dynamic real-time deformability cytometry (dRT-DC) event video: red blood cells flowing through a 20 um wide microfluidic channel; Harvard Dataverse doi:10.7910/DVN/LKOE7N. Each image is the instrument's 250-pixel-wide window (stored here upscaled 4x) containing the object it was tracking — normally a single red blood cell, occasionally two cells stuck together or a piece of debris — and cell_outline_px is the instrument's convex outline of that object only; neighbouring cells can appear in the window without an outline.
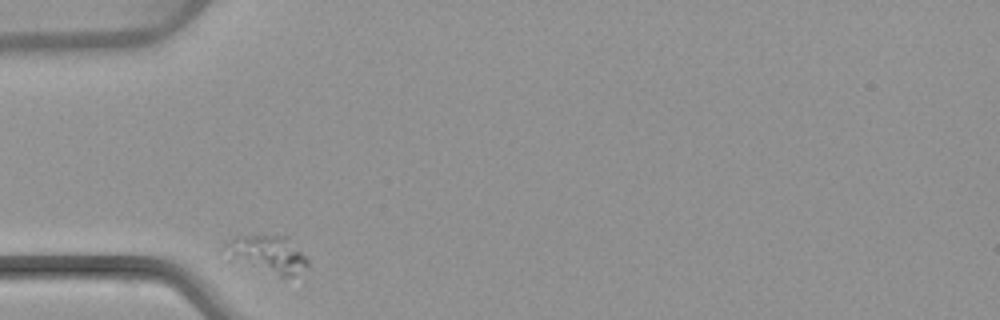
{"species": "common noctule bat (a hibernating species)", "species_latin": "Nyctalus noctula", "temperature_condition": "warm", "stored_images_in_passage": 2, "camera_frame_rate_fps": 3000, "um_per_image_px": 0.085, "animal": {"sex": "female", "body_mass_g": 22.7, "forearm_length_mm": 54.2}, "frame": {"image": 1, "passage_image": 1, "time_ms": 0.0, "image_size_px": [1000, 320], "cell_outline_px": [[308, 264], [292, 276], [280, 276], [236, 252], [224, 244], [236, 236], [284, 236], [308, 260]], "centroid_in_image_um": [22.97, 21.53], "position_along_channel_um": 62.0, "area_um2": 14.91}}
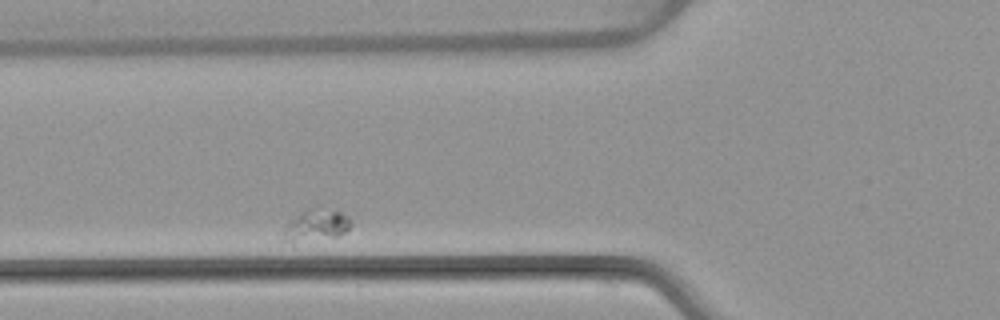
{"frame": {"image": 2, "passage_image": 2, "time_ms": 1.333, "image_size_px": [1000, 320], "cell_outline_px": [[352, 224], [344, 232], [336, 236], [292, 244], [280, 240], [284, 228], [300, 212], [320, 204], [340, 212], [348, 216], [352, 220]], "centroid_in_image_um": [26.84, 19.13], "position_along_channel_um": 99.0, "area_um2": 13.01}}